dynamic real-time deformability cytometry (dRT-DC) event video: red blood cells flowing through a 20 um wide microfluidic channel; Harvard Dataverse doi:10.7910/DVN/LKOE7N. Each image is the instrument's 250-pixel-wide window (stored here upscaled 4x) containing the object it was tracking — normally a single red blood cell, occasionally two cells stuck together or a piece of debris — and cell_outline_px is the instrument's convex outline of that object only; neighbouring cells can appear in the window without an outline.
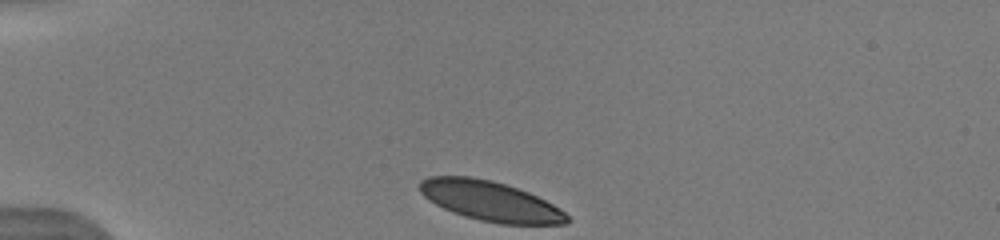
{"species": "human", "species_latin": "Homo sapiens", "temperature_condition": "warm", "stored_images_in_passage": 42, "camera_frame_rate_fps": 3000, "um_per_image_px": 0.085, "donor": {"sex": "male"}, "frame": {"image": 1, "passage_image": 1, "time_ms": 0.0, "image_size_px": [1000, 240], "cell_outline_px": [[568, 224], [500, 224], [480, 220], [464, 216], [452, 212], [428, 200], [420, 192], [420, 180], [428, 176], [472, 176], [492, 180], [528, 192], [560, 208], [568, 216]], "centroid_in_image_um": [41.65, 17.09], "position_along_channel_um": 43.4, "area_um2": 34.1}}
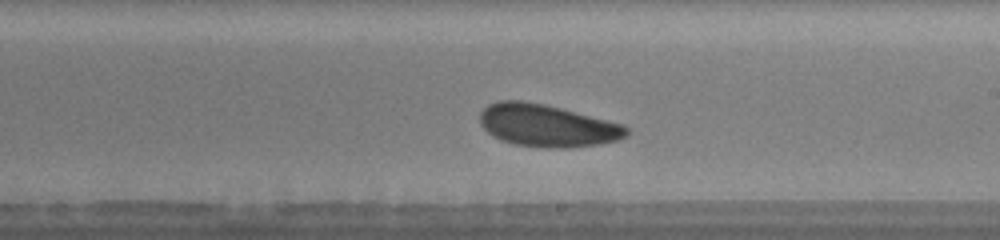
{"frame": {"image": 2, "passage_image": 26, "time_ms": 6.0, "image_size_px": [1000, 240], "cell_outline_px": [[628, 132], [620, 140], [600, 144], [568, 148], [540, 148], [516, 144], [500, 140], [492, 136], [480, 124], [480, 112], [488, 104], [500, 100], [520, 100], [544, 104], [560, 108], [620, 124], [628, 128]], "centroid_in_image_um": [46.45, 10.68], "position_along_channel_um": 242.5, "area_um2": 36.01}, "authors_computed_cell_mechanics": {"area_um2": 35.836, "velocity_mm_per_s": 4.035, "shape_relaxation_time_tau1_ms": 2.5026, "shape_relaxation_time_tau2_ms": 3.7127, "deformation_change_tau1": 0.0876, "deformation_change_tau2": 0.1048}}